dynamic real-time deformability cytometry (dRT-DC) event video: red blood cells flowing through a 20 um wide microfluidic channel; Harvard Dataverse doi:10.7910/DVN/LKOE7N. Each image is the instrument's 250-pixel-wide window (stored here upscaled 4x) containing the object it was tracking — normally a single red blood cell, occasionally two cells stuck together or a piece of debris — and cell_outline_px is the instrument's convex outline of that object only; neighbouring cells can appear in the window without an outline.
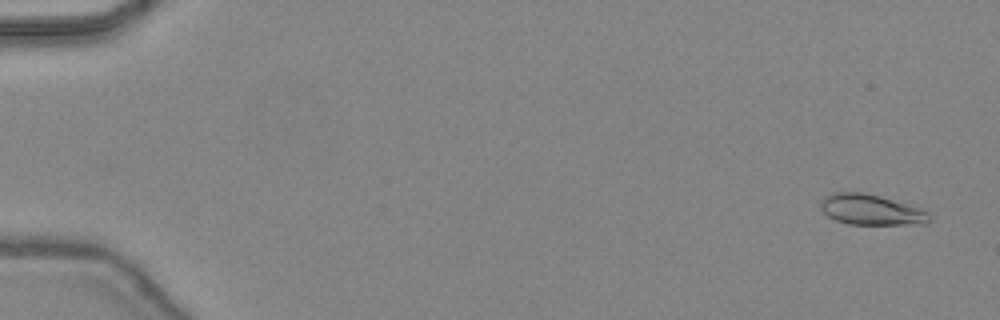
{"species": "common noctule bat (a hibernating species)", "species_latin": "Nyctalus noctula", "temperature_condition": "warm", "stored_images_in_passage": 47, "camera_frame_rate_fps": 3000, "um_per_image_px": 0.085, "animal": {"sex": "female", "body_mass_g": 24.6, "forearm_length_mm": 56.2}, "frame": {"image": 1, "passage_image": 3, "time_ms": 0.667, "image_size_px": [1000, 320], "cell_outline_px": [[932, 220], [928, 224], [848, 224], [836, 220], [828, 216], [820, 208], [820, 200], [824, 196], [832, 192], [864, 192], [880, 196], [920, 208], [928, 212], [932, 216]], "centroid_in_image_um": [74.05, 17.82], "position_along_channel_um": 11.0, "area_um2": 19.54}}
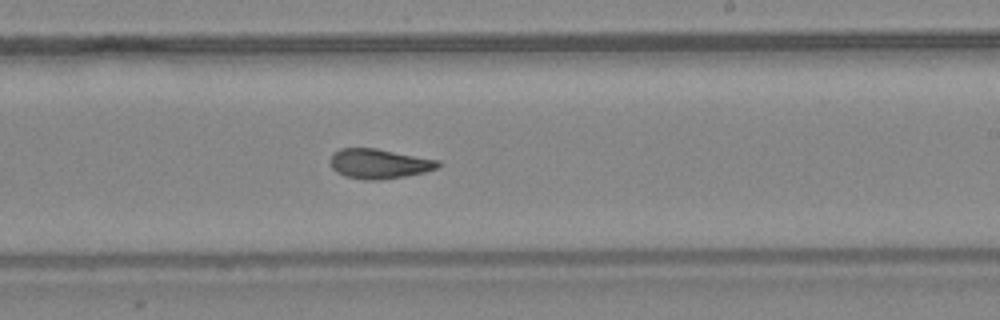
{"frame": {"image": 2, "passage_image": 30, "time_ms": 9.667, "image_size_px": [1000, 320], "cell_outline_px": [[440, 164], [436, 168], [424, 172], [404, 176], [380, 180], [364, 180], [344, 176], [336, 172], [332, 168], [328, 160], [332, 152], [340, 148], [376, 148], [440, 160]], "centroid_in_image_um": [32.16, 13.91], "position_along_channel_um": 256.8, "area_um2": 18.9}}
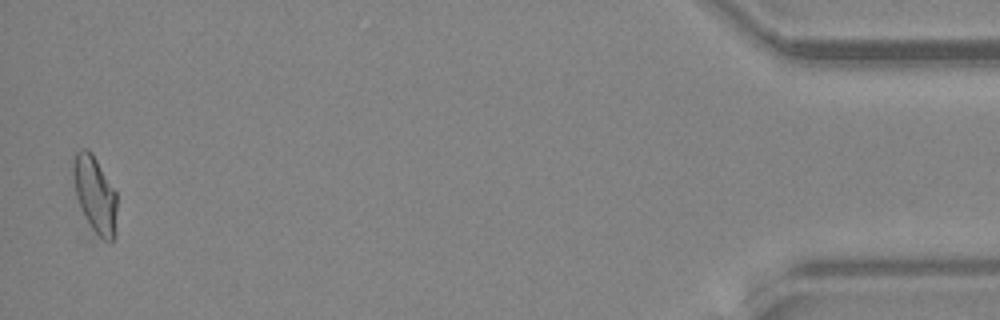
{"frame": {"image": 3, "passage_image": 47, "time_ms": 15.333, "image_size_px": [1000, 320], "cell_outline_px": [[116, 208], [112, 240], [104, 240], [92, 228], [84, 216], [76, 196], [72, 176], [72, 164], [76, 152], [80, 148], [88, 148], [92, 152], [116, 192]], "centroid_in_image_um": [8.02, 16.42], "position_along_channel_um": 427.2, "area_um2": 19.13}, "authors_computed_cell_mechanics": {"area_um2": 18.9584, "velocity_mm_per_s": 4.487, "shape_relaxation_time_tau1_ms": null, "shape_relaxation_time_tau2_ms": 1.8889, "deformation_change_tau1": null, "deformation_change_tau2": 0.0785}}